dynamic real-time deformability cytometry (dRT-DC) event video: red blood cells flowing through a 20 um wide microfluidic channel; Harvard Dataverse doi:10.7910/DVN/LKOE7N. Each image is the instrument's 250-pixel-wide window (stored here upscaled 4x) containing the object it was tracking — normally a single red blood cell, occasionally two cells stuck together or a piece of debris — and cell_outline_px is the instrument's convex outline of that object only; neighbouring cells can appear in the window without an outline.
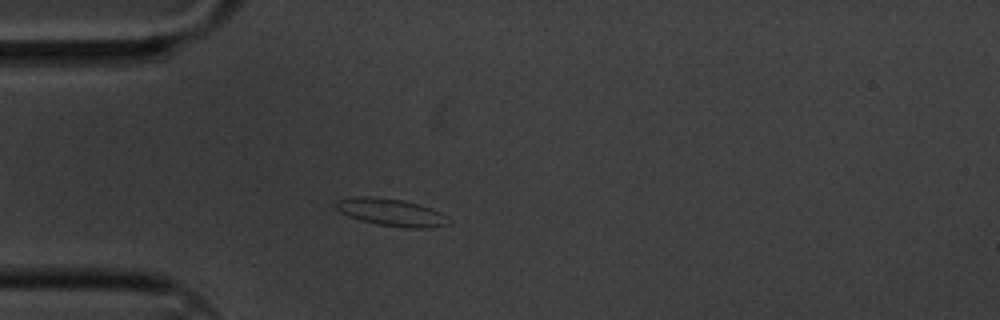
{"species": "common noctule bat (a hibernating species)", "species_latin": "Nyctalus noctula", "temperature_condition": "cold", "stored_images_in_passage": 1, "camera_frame_rate_fps": 3000, "um_per_image_px": 0.085, "animal": {"sex": "male", "body_mass_g": 20.1, "forearm_length_mm": 53.5}, "frame": {"image": 1, "passage_image": 1, "time_ms": 0.0, "image_size_px": [1000, 320], "cell_outline_px": [[452, 224], [432, 228], [408, 228], [376, 224], [360, 220], [348, 216], [340, 212], [332, 204], [336, 200], [356, 196], [372, 196], [400, 200], [420, 204], [432, 208], [448, 216], [452, 220]], "centroid_in_image_um": [33.29, 18.05], "position_along_channel_um": 51.7, "area_um2": 18.38}}